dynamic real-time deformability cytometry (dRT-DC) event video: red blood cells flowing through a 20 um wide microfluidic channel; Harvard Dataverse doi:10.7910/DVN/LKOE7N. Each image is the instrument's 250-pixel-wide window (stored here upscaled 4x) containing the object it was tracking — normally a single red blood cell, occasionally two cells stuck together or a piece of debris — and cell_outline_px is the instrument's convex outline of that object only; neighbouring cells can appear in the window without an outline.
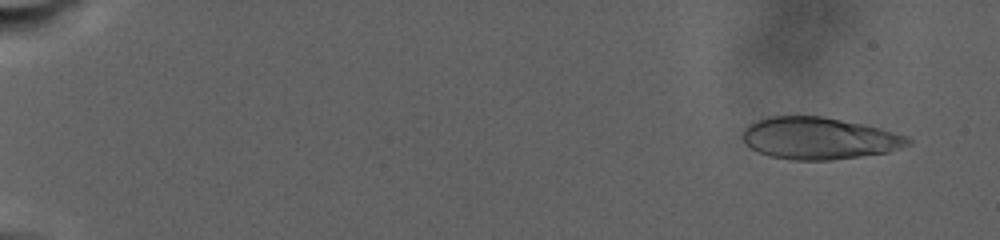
{"species": "human", "species_latin": "Homo sapiens", "temperature_condition": "warm", "stored_images_in_passage": 50, "camera_frame_rate_fps": 3000, "um_per_image_px": 0.085, "donor": {"sex": "male"}, "frame": {"image": 1, "passage_image": 4, "time_ms": 1.667, "image_size_px": [1000, 240], "cell_outline_px": [[912, 144], [888, 152], [832, 160], [792, 160], [768, 156], [756, 152], [740, 136], [744, 128], [748, 124], [756, 120], [768, 116], [820, 116], [868, 124], [908, 136], [912, 140]], "centroid_in_image_um": [69.62, 11.75], "position_along_channel_um": 15.4, "area_um2": 40.92}}
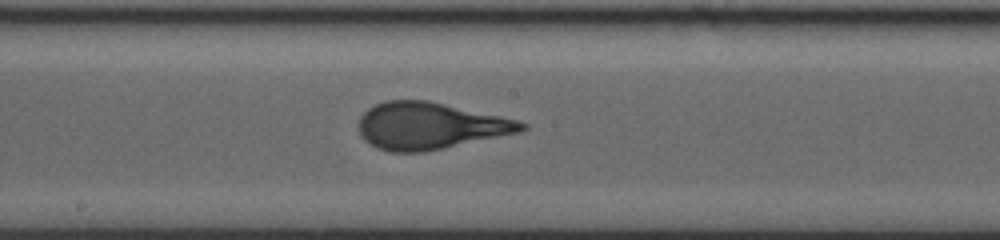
{"frame": {"image": 2, "passage_image": 32, "time_ms": 18.333, "image_size_px": [1000, 240], "cell_outline_px": [[528, 128], [520, 132], [444, 148], [424, 152], [392, 152], [376, 148], [368, 144], [360, 136], [356, 124], [360, 116], [368, 108], [384, 100], [428, 100], [500, 116], [516, 120], [528, 124]], "centroid_in_image_um": [36.48, 10.7], "position_along_channel_um": 211.7, "area_um2": 44.68}}
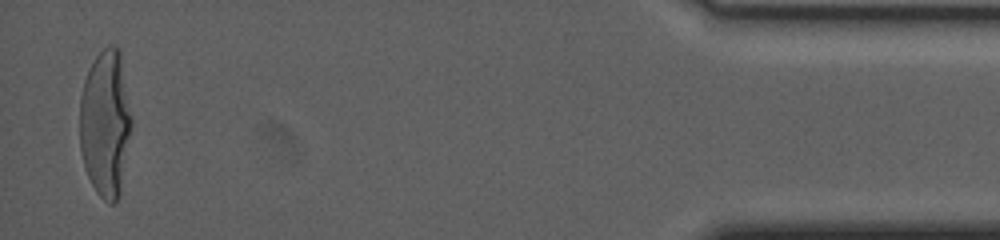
{"frame": {"image": 3, "passage_image": 50, "time_ms": 31.0, "image_size_px": [1000, 240], "cell_outline_px": [[132, 128], [120, 196], [116, 204], [108, 204], [96, 192], [88, 176], [80, 152], [80, 96], [84, 80], [96, 56], [108, 44], [112, 44], [120, 48], [132, 120]], "centroid_in_image_um": [8.98, 10.51], "position_along_channel_um": 426.2, "area_um2": 44.91}, "authors_computed_cell_mechanics": {"area_um2": 42.4541, "velocity_mm_per_s": 2.2406, "shape_relaxation_time_tau1_ms": 7.8882, "shape_relaxation_time_tau2_ms": null, "deformation_change_tau1": 0.2705, "deformation_change_tau2": null}}